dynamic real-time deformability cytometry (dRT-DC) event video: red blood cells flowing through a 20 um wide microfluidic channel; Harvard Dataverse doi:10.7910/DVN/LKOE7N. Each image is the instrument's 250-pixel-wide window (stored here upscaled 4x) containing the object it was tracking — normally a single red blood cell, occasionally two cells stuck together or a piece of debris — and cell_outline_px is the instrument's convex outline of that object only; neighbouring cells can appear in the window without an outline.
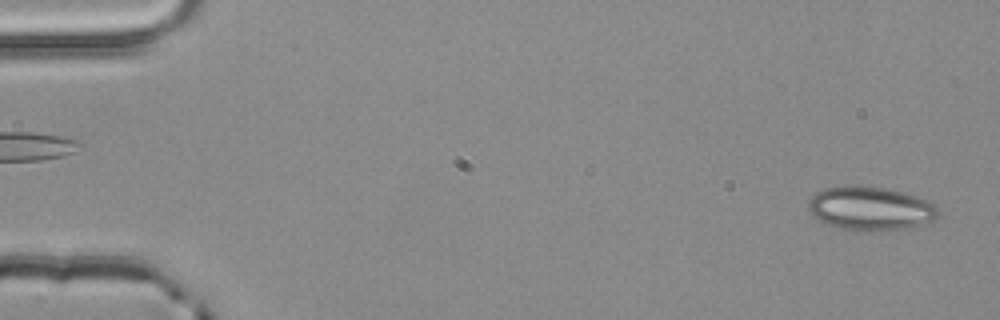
{"species": "common noctule bat (a hibernating species)", "species_latin": "Nyctalus noctula", "temperature_condition": "room temperature", "stored_images_in_passage": 2, "camera_frame_rate_fps": 3000, "um_per_image_px": 0.085, "animal": {"sex": "male", "body_mass_g": 20.4}, "frame": {"image": 1, "passage_image": 2, "time_ms": 0.333, "image_size_px": [1000, 320], "cell_outline_px": [[940, 212], [936, 220], [908, 228], [880, 232], [856, 232], [840, 228], [820, 220], [812, 216], [808, 208], [808, 200], [816, 192], [824, 188], [844, 184], [888, 188], [904, 192], [916, 196], [936, 204]], "centroid_in_image_um": [74.0, 17.73], "position_along_channel_um": 11.0, "area_um2": 33.99}}